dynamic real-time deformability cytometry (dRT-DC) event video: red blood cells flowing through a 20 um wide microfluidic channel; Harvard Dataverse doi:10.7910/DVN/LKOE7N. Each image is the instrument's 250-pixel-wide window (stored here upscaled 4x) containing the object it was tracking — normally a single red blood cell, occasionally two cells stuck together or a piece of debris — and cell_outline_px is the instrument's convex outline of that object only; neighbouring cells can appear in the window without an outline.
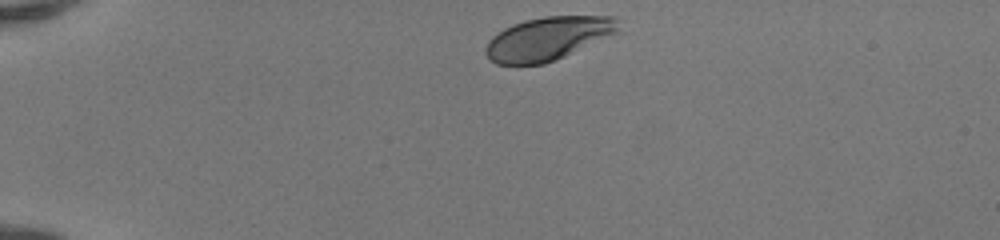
{"species": "human", "species_latin": "Homo sapiens", "temperature_condition": "room temperature", "stored_images_in_passage": 34, "camera_frame_rate_fps": 3000, "um_per_image_px": 0.085, "donor": {"sex": "female"}, "frame": {"image": 1, "passage_image": 1, "time_ms": 0.0, "image_size_px": [1000, 240], "cell_outline_px": [[620, 32], [556, 60], [544, 64], [496, 64], [488, 60], [484, 52], [484, 48], [488, 40], [492, 36], [504, 28], [512, 24], [524, 20], [544, 16], [616, 16]], "centroid_in_image_um": [46.56, 3.27], "position_along_channel_um": 38.4, "area_um2": 33.87}}
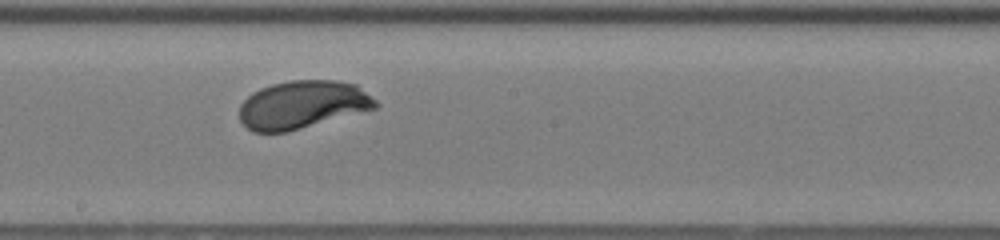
{"frame": {"image": 2, "passage_image": 19, "time_ms": 6.0, "image_size_px": [1000, 240], "cell_outline_px": [[380, 104], [376, 108], [288, 132], [252, 132], [240, 120], [240, 104], [252, 92], [260, 88], [272, 84], [292, 80], [336, 80], [356, 84], [376, 100]], "centroid_in_image_um": [25.71, 8.89], "position_along_channel_um": 222.5, "area_um2": 38.09}}
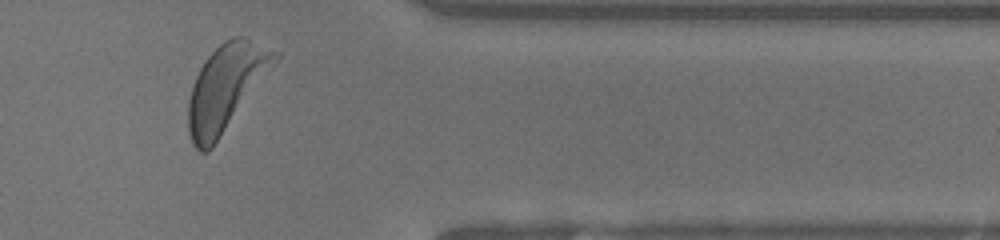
{"frame": {"image": 3, "passage_image": 32, "time_ms": 10.333, "image_size_px": [1000, 240], "cell_outline_px": [[280, 56], [212, 148], [208, 152], [200, 152], [192, 144], [188, 132], [188, 100], [192, 84], [204, 60], [224, 40], [232, 36], [240, 36], [280, 52]], "centroid_in_image_um": [19.16, 7.44], "position_along_channel_um": 392.2, "area_um2": 42.66}, "authors_computed_cell_mechanics": {"area_um2": 38.437, "velocity_mm_per_s": 4.146, "shape_relaxation_time_tau1_ms": 1.7174, "shape_relaxation_time_tau2_ms": null, "deformation_change_tau1": 0.158, "deformation_change_tau2": null}}